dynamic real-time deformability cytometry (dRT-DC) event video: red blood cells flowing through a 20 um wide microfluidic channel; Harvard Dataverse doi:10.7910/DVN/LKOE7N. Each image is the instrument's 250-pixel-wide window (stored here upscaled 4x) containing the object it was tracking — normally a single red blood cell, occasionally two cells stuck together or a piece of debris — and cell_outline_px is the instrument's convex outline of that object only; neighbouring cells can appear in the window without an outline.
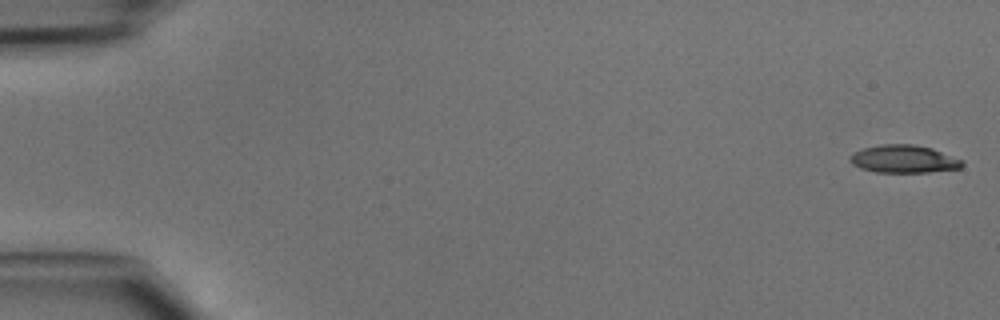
{"species": "common noctule bat (a hibernating species)", "species_latin": "Nyctalus noctula", "temperature_condition": "cold", "stored_images_in_passage": 46, "camera_frame_rate_fps": 3000, "um_per_image_px": 0.085, "animal": {"sex": "male", "body_mass_g": 15.6}, "frame": {"image": 1, "passage_image": 1, "time_ms": 0.0, "image_size_px": [1000, 320], "cell_outline_px": [[964, 164], [960, 168], [928, 172], [876, 172], [860, 168], [852, 164], [848, 160], [848, 156], [852, 152], [864, 148], [880, 144], [912, 144], [932, 148], [964, 160]], "centroid_in_image_um": [76.79, 13.51], "position_along_channel_um": 8.2, "area_um2": 18.32}}
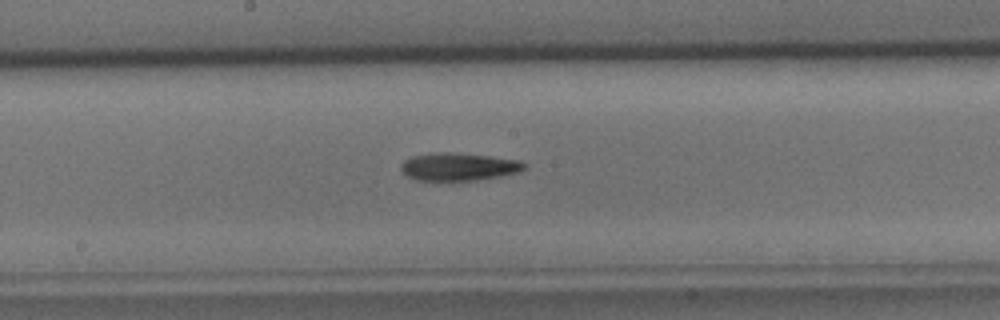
{"frame": {"image": 2, "passage_image": 25, "time_ms": 8.0, "image_size_px": [1000, 320], "cell_outline_px": [[528, 164], [520, 172], [500, 176], [476, 180], [416, 180], [408, 176], [400, 168], [400, 164], [404, 160], [412, 156], [432, 152], [452, 152], [488, 156], [520, 160]], "centroid_in_image_um": [38.99, 14.16], "position_along_channel_um": 209.2, "area_um2": 20.0}}
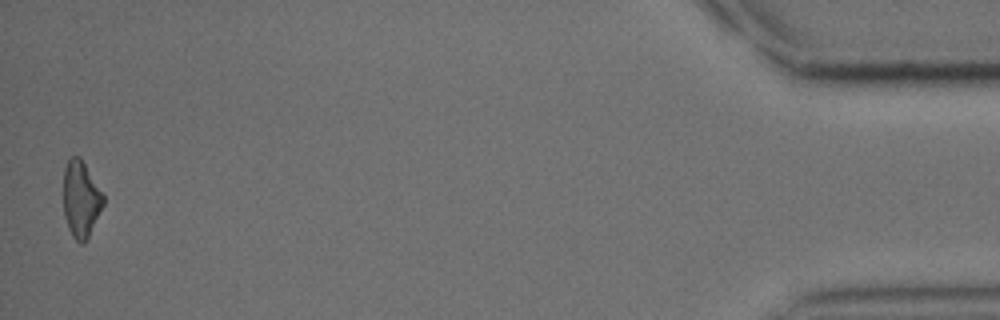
{"frame": {"image": 3, "passage_image": 46, "time_ms": 15.0, "image_size_px": [1000, 320], "cell_outline_px": [[104, 204], [84, 244], [80, 244], [72, 236], [68, 228], [64, 216], [64, 168], [68, 160], [72, 156], [80, 156], [104, 196]], "centroid_in_image_um": [6.87, 16.93], "position_along_channel_um": 428.3, "area_um2": 17.57}}